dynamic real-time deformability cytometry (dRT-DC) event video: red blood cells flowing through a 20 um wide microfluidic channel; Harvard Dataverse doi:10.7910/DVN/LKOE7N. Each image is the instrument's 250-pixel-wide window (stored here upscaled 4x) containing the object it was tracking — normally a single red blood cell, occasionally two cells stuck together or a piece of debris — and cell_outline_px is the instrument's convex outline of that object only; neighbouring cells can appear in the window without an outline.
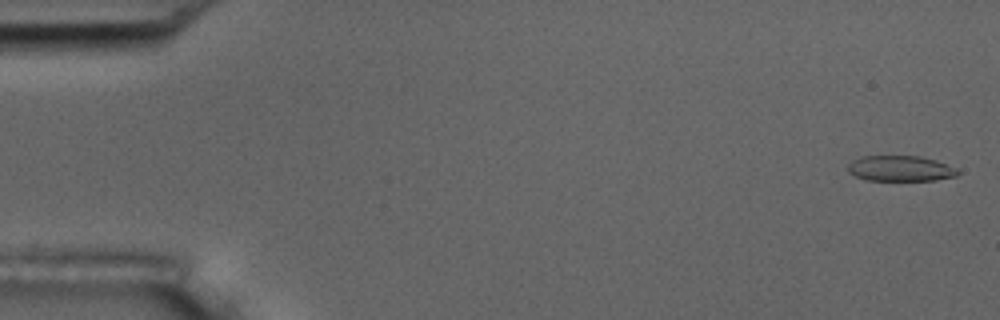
{"species": "common noctule bat (a hibernating species)", "species_latin": "Nyctalus noctula", "temperature_condition": "room temperature", "stored_images_in_passage": 5, "camera_frame_rate_fps": 3000, "um_per_image_px": 0.085, "animal": {"sex": "male", "body_mass_g": 17.5, "forearm_length_mm": 52.3}, "frame": {"image": 1, "passage_image": 1, "time_ms": 0.0, "image_size_px": [1000, 320], "cell_outline_px": [[960, 172], [956, 176], [936, 180], [864, 180], [848, 172], [848, 164], [852, 160], [860, 156], [920, 156], [936, 160], [956, 168]], "centroid_in_image_um": [76.52, 14.32], "position_along_channel_um": 8.5, "area_um2": 16.42}}
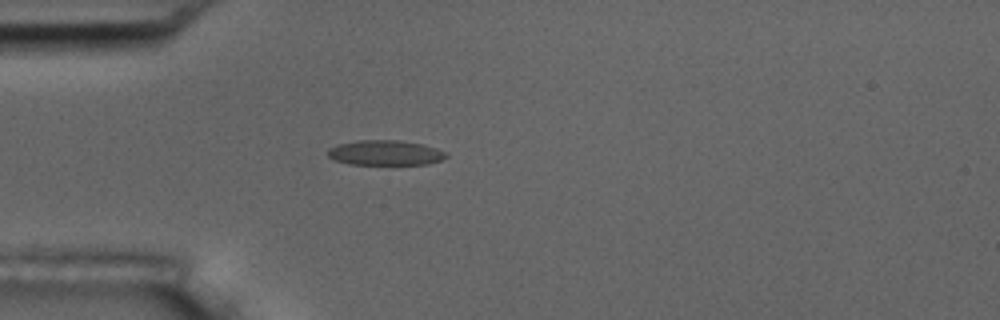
{"frame": {"image": 2, "passage_image": 5, "time_ms": 4.667, "image_size_px": [1000, 320], "cell_outline_px": [[448, 156], [440, 160], [428, 164], [348, 164], [336, 160], [328, 156], [328, 148], [336, 144], [360, 140], [400, 140], [424, 144], [436, 148], [444, 152]], "centroid_in_image_um": [32.73, 12.98], "position_along_channel_um": 52.3, "area_um2": 17.22}}